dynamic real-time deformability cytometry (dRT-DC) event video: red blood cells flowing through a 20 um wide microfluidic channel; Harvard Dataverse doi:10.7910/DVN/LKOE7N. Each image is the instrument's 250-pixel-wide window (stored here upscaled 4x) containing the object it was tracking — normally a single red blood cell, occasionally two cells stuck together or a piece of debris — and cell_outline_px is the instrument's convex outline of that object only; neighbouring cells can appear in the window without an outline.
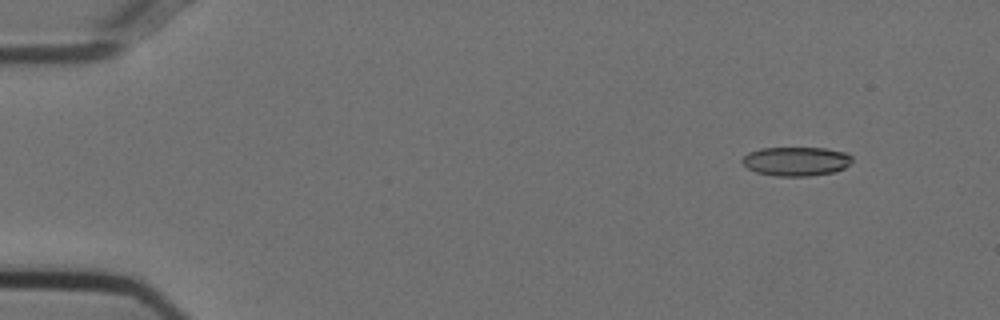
{"species": "Egyptian fruit bat (a non-hibernating species)", "species_latin": "Rousettus aegyptiacus", "temperature_condition": "cold", "stored_images_in_passage": 50, "camera_frame_rate_fps": 3000, "um_per_image_px": 0.085, "animal": {"sex": "female"}, "frame": {"image": 1, "passage_image": 1, "time_ms": 0.0, "image_size_px": [1000, 320], "cell_outline_px": [[852, 160], [844, 168], [836, 172], [808, 176], [776, 176], [756, 172], [748, 168], [740, 160], [748, 152], [760, 148], [824, 148], [848, 152], [852, 156]], "centroid_in_image_um": [67.68, 13.71], "position_along_channel_um": 17.3, "area_um2": 18.73}}
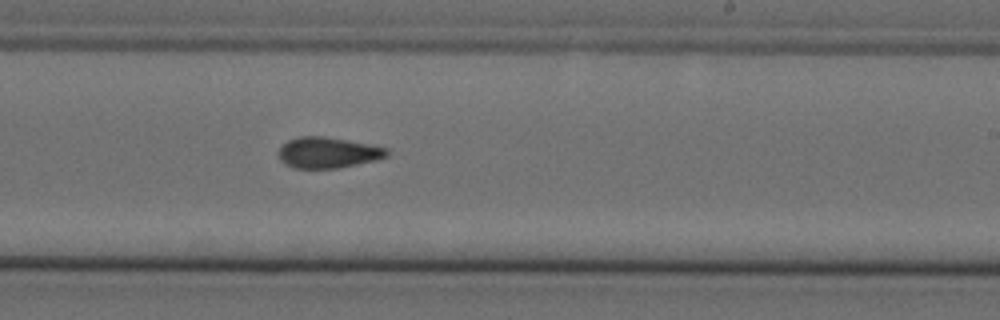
{"frame": {"image": 2, "passage_image": 29, "time_ms": 9.333, "image_size_px": [1000, 320], "cell_outline_px": [[388, 156], [376, 160], [336, 168], [292, 168], [284, 164], [280, 160], [276, 152], [288, 140], [300, 136], [324, 136], [368, 144], [388, 148]], "centroid_in_image_um": [27.83, 12.97], "position_along_channel_um": 261.2, "area_um2": 19.48}}
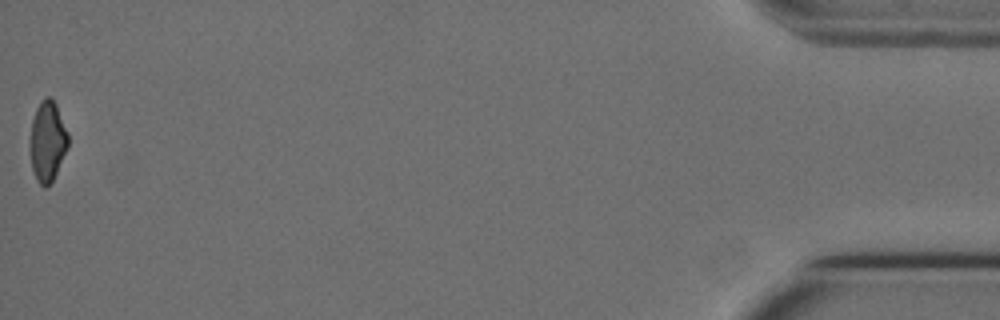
{"frame": {"image": 3, "passage_image": 50, "time_ms": 16.333, "image_size_px": [1000, 320], "cell_outline_px": [[68, 148], [48, 188], [44, 188], [36, 180], [32, 168], [28, 144], [32, 120], [36, 108], [40, 100], [44, 96], [52, 96], [56, 104], [68, 132]], "centroid_in_image_um": [4.01, 11.98], "position_along_channel_um": 431.2, "area_um2": 18.26}, "authors_computed_cell_mechanics": {"area_um2": 19.074, "velocity_mm_per_s": 3.7562, "shape_relaxation_time_tau1_ms": null, "shape_relaxation_time_tau2_ms": 3.259, "deformation_change_tau1": null, "deformation_change_tau2": 0.1127}}